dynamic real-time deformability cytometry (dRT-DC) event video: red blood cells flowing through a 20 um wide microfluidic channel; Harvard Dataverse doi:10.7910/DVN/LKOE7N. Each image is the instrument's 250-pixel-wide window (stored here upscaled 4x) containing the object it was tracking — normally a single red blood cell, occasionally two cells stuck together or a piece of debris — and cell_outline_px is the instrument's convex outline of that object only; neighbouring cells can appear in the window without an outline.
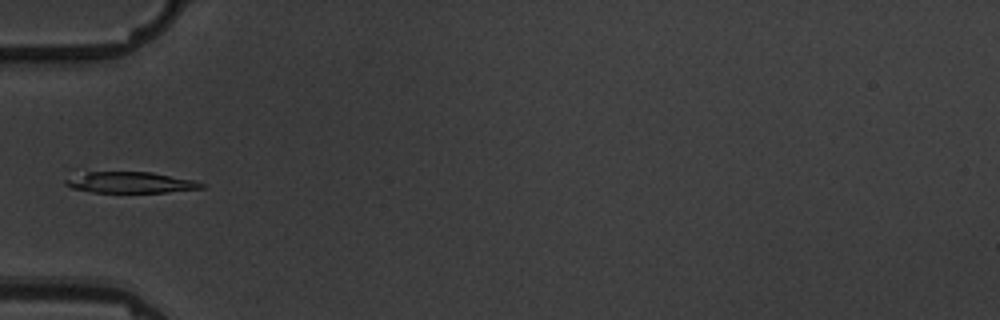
{"species": "common noctule bat (a hibernating species)", "species_latin": "Nyctalus noctula", "temperature_condition": "warm", "stored_images_in_passage": 6, "camera_frame_rate_fps": 3000, "um_per_image_px": 0.085, "animal": {"sex": "male", "body_mass_g": 19.5, "forearm_length_mm": 54.6}, "frame": {"image": 1, "passage_image": 6, "time_ms": 5.667, "image_size_px": [1000, 320], "cell_outline_px": [[204, 188], [164, 192], [92, 192], [72, 188], [64, 184], [64, 180], [88, 172], [152, 172], [196, 180], [204, 184]], "centroid_in_image_um": [11.14, 15.51], "position_along_channel_um": 73.9, "area_um2": 16.47}}